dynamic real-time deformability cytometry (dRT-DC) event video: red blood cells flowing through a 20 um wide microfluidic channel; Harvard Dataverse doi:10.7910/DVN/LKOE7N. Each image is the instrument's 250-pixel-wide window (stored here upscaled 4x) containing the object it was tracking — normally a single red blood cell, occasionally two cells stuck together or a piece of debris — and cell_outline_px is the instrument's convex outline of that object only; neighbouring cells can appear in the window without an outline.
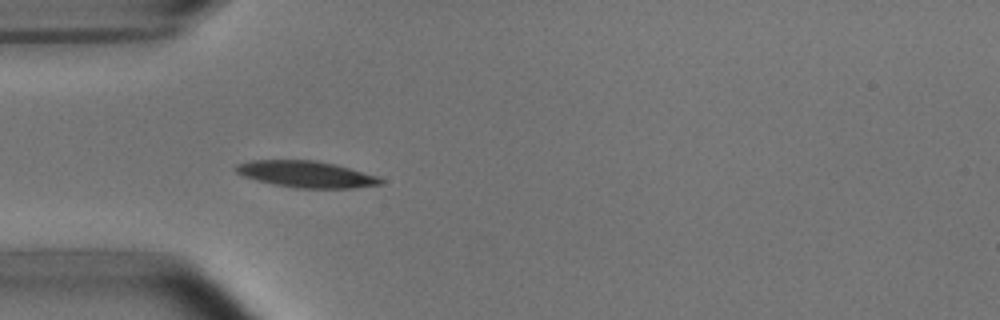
{"species": "common noctule bat (a hibernating species)", "species_latin": "Nyctalus noctula", "temperature_condition": "room temperature", "stored_images_in_passage": 4, "camera_frame_rate_fps": 3000, "um_per_image_px": 0.085, "animal": {"sex": "male", "body_mass_g": 15.6}, "frame": {"image": 1, "passage_image": 4, "time_ms": 3.333, "image_size_px": [1000, 320], "cell_outline_px": [[384, 184], [356, 188], [296, 188], [256, 180], [244, 176], [236, 172], [232, 168], [236, 164], [252, 160], [316, 160], [336, 164], [380, 176], [384, 180]], "centroid_in_image_um": [26.08, 14.8], "position_along_channel_um": 58.9, "area_um2": 22.6}}